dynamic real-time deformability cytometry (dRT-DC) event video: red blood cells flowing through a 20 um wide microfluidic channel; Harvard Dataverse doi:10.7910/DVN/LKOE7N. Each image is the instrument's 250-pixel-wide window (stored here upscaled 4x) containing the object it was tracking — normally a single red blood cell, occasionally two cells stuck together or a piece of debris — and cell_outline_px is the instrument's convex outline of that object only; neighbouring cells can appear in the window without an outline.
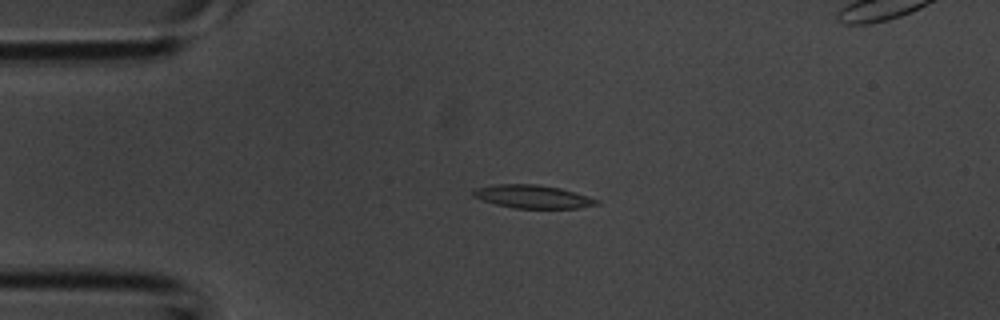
{"species": "common noctule bat (a hibernating species)", "species_latin": "Nyctalus noctula", "temperature_condition": "room temperature", "stored_images_in_passage": 3, "camera_frame_rate_fps": 3000, "um_per_image_px": 0.085, "animal": {"sex": "male", "body_mass_g": 20.1, "forearm_length_mm": 53.5}, "frame": {"image": 1, "passage_image": 2, "time_ms": 0.333, "image_size_px": [1000, 320], "cell_outline_px": [[600, 204], [580, 208], [516, 208], [496, 204], [472, 196], [472, 188], [496, 184], [536, 184], [560, 188], [588, 196], [600, 200]], "centroid_in_image_um": [45.28, 16.71], "position_along_channel_um": 39.7, "area_um2": 16.7}}